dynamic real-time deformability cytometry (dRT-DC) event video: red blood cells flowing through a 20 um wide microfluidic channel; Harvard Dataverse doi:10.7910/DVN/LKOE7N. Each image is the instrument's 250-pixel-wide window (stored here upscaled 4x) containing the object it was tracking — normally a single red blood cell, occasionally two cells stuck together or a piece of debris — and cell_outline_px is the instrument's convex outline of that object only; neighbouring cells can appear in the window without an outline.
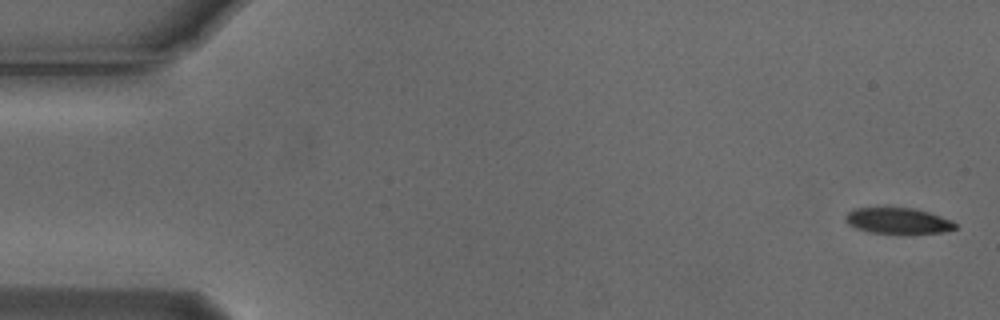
{"species": "Egyptian fruit bat (a non-hibernating species)", "species_latin": "Rousettus aegyptiacus", "temperature_condition": "cold", "stored_images_in_passage": 6, "camera_frame_rate_fps": 3000, "um_per_image_px": 0.085, "animal": {"sex": "male"}, "frame": {"image": 1, "passage_image": 1, "time_ms": 0.0, "image_size_px": [1000, 320], "cell_outline_px": [[956, 228], [944, 232], [868, 232], [856, 228], [848, 224], [844, 220], [844, 216], [852, 208], [884, 204], [912, 208], [928, 212], [952, 220], [956, 224]], "centroid_in_image_um": [76.21, 18.68], "position_along_channel_um": 8.8, "area_um2": 17.05}}
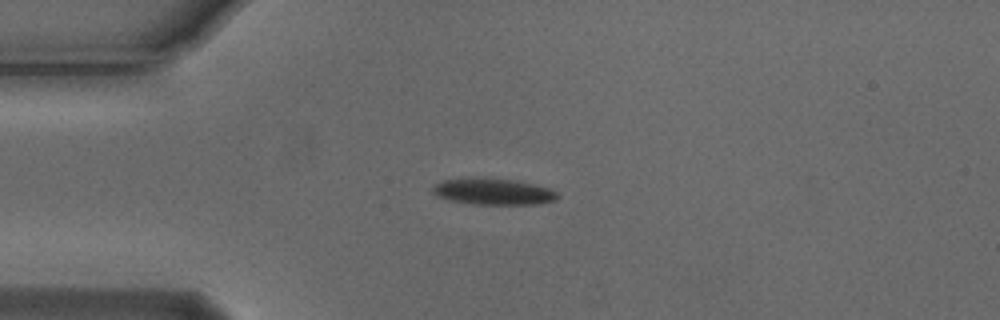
{"frame": {"image": 2, "passage_image": 4, "time_ms": 1.0, "image_size_px": [1000, 320], "cell_outline_px": [[560, 196], [556, 200], [536, 204], [472, 204], [452, 200], [436, 196], [432, 192], [432, 188], [436, 184], [444, 180], [468, 176], [472, 176], [512, 180], [532, 184], [548, 188], [556, 192]], "centroid_in_image_um": [41.89, 16.27], "position_along_channel_um": 43.1, "area_um2": 19.25}}
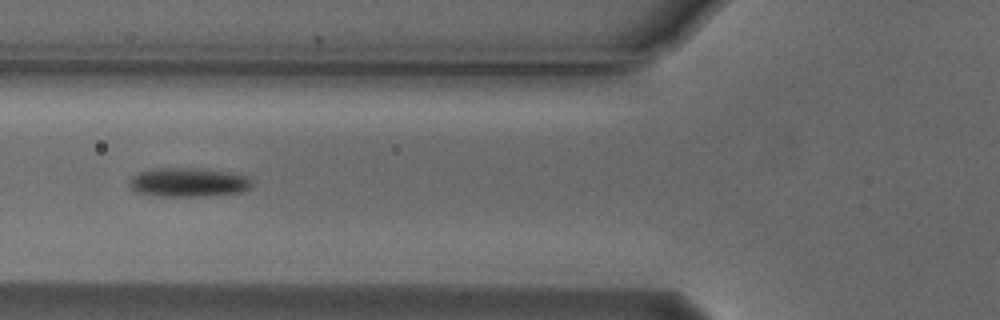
{"frame": {"image": 3, "passage_image": 6, "time_ms": 1.667, "image_size_px": [1000, 320], "cell_outline_px": [[252, 184], [244, 192], [208, 196], [156, 196], [136, 192], [128, 184], [128, 180], [136, 172], [152, 168], [200, 168], [232, 172], [244, 176], [252, 180]], "centroid_in_image_um": [15.98, 15.49], "position_along_channel_um": 109.8, "area_um2": 21.1}}